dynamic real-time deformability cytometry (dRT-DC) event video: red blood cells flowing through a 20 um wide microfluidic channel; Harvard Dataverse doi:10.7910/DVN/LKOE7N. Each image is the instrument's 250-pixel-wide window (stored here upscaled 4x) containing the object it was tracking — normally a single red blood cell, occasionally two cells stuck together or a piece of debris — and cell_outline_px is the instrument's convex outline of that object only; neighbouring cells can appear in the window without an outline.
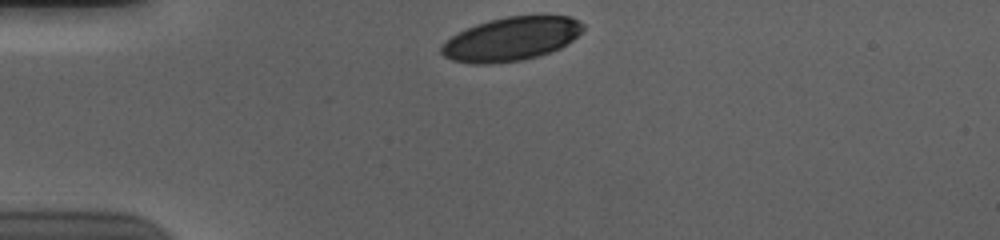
{"species": "human", "species_latin": "Homo sapiens", "temperature_condition": "cold", "stored_images_in_passage": 33, "camera_frame_rate_fps": 3000, "um_per_image_px": 0.085, "donor": {"sex": "male"}, "frame": {"image": 1, "passage_image": 1, "time_ms": 0.0, "image_size_px": [1000, 240], "cell_outline_px": [[584, 28], [572, 40], [560, 48], [540, 56], [524, 60], [492, 64], [472, 64], [452, 60], [444, 56], [440, 52], [440, 48], [452, 36], [476, 24], [488, 20], [508, 16], [568, 16], [584, 24]], "centroid_in_image_um": [43.45, 3.33], "position_along_channel_um": 41.6, "area_um2": 35.84}}
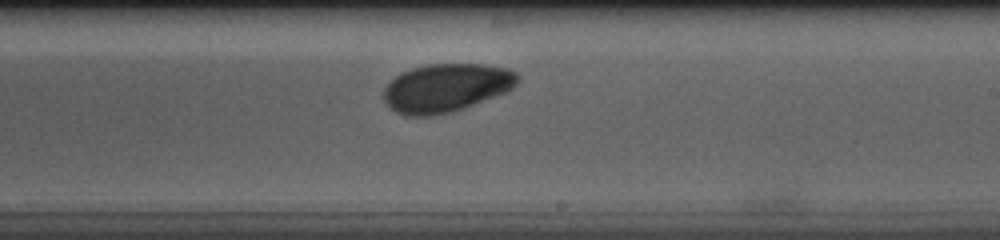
{"frame": {"image": 2, "passage_image": 21, "time_ms": 6.667, "image_size_px": [1000, 240], "cell_outline_px": [[520, 80], [508, 92], [448, 112], [428, 116], [404, 116], [396, 112], [384, 100], [384, 88], [400, 72], [412, 68], [428, 64], [484, 64], [508, 68], [516, 72], [520, 76]], "centroid_in_image_um": [37.94, 7.44], "position_along_channel_um": 251.1, "area_um2": 37.57}}
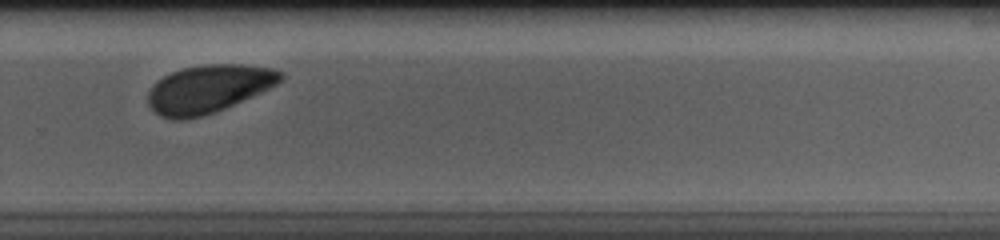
{"frame": {"image": 3, "passage_image": 26, "time_ms": 8.333, "image_size_px": [1000, 240], "cell_outline_px": [[284, 80], [252, 96], [224, 108], [200, 116], [184, 120], [172, 120], [160, 116], [148, 104], [148, 92], [152, 84], [156, 80], [172, 72], [184, 68], [204, 64], [240, 64], [272, 68], [284, 72]], "centroid_in_image_um": [17.71, 7.54], "position_along_channel_um": 312.1, "area_um2": 36.93}, "authors_computed_cell_mechanics": {"area_um2": 37.9746, "velocity_mm_per_s": 3.6599, "shape_relaxation_time_tau1_ms": 5.2143, "shape_relaxation_time_tau2_ms": null, "deformation_change_tau1": 0.1579, "deformation_change_tau2": null}}